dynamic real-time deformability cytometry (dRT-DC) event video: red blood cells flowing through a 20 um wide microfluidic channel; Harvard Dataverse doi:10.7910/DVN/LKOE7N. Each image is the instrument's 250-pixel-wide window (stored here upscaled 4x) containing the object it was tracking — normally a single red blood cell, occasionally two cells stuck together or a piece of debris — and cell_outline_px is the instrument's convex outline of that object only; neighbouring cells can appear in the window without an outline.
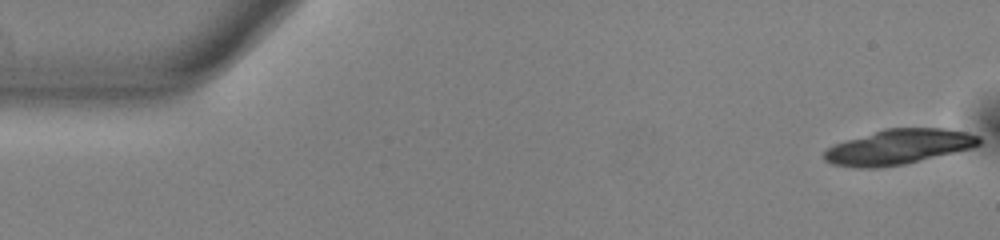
{"species": "common noctule bat (a hibernating species)", "species_latin": "Nyctalus noctula", "temperature_condition": "warm", "stored_images_in_passage": 17, "camera_frame_rate_fps": 3000, "um_per_image_px": 0.085, "animal": {"sex": "male", "body_mass_g": 13.0, "forearm_length_mm": 53.1}, "frame": {"image": 1, "passage_image": 1, "time_ms": 0.0, "image_size_px": [1000, 240], "cell_outline_px": [[980, 144], [972, 148], [904, 164], [876, 168], [856, 168], [832, 164], [824, 160], [824, 152], [828, 148], [844, 140], [884, 128], [944, 128], [964, 132], [980, 136]], "centroid_in_image_um": [76.36, 12.48], "position_along_channel_um": 8.6, "area_um2": 31.62}}
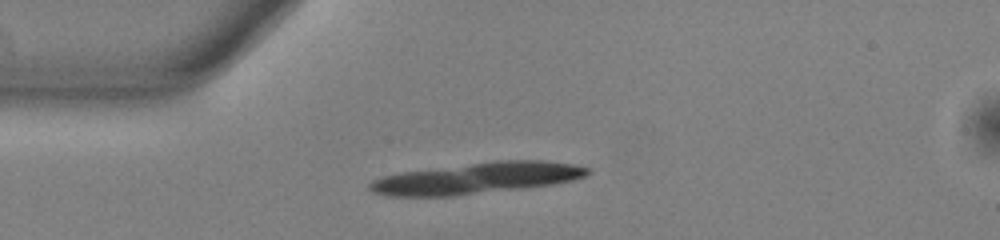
{"frame": {"image": 2, "passage_image": 13, "time_ms": 4.0, "image_size_px": [1000, 240], "cell_outline_px": [[592, 172], [584, 176], [572, 180], [552, 184], [524, 188], [456, 196], [388, 196], [372, 192], [368, 188], [368, 184], [372, 180], [384, 176], [400, 172], [496, 160], [544, 160], [572, 164], [588, 168]], "centroid_in_image_um": [40.5, 15.15], "position_along_channel_um": 44.5, "area_um2": 39.65}}